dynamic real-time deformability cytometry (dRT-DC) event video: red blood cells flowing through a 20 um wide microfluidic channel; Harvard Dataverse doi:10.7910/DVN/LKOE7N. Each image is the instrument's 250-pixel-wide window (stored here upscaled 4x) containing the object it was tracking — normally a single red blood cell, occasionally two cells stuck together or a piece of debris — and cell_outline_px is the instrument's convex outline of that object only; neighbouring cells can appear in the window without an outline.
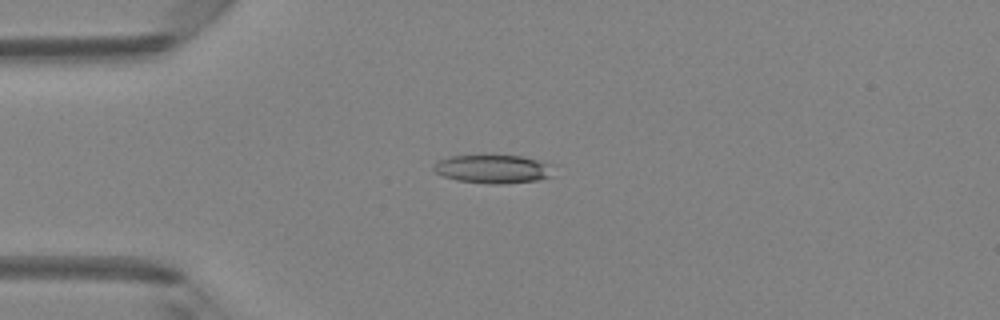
{"species": "Egyptian fruit bat (a non-hibernating species)", "species_latin": "Rousettus aegyptiacus", "temperature_condition": "room temperature", "stored_images_in_passage": 37, "camera_frame_rate_fps": 3000, "um_per_image_px": 0.085, "animal": {"sex": "female"}, "frame": {"image": 1, "passage_image": 1, "time_ms": 0.0, "image_size_px": [1000, 320], "cell_outline_px": [[552, 176], [536, 180], [500, 184], [492, 184], [456, 180], [444, 176], [436, 172], [432, 168], [432, 164], [448, 156], [484, 152], [492, 152], [520, 156], [552, 164]], "centroid_in_image_um": [41.85, 14.3], "position_along_channel_um": 43.2, "area_um2": 20.81}}
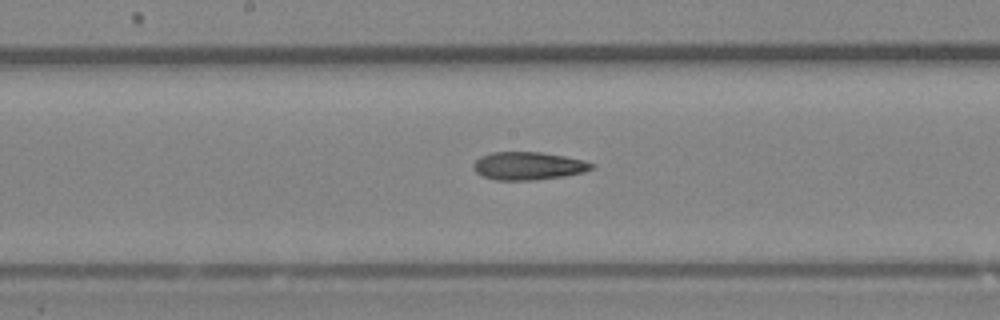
{"frame": {"image": 2, "passage_image": 14, "time_ms": 4.333, "image_size_px": [1000, 320], "cell_outline_px": [[596, 164], [592, 168], [584, 172], [564, 176], [532, 180], [496, 180], [484, 176], [476, 172], [472, 168], [472, 164], [480, 156], [492, 152], [540, 152], [564, 156], [584, 160]], "centroid_in_image_um": [44.89, 14.09], "position_along_channel_um": 203.3, "area_um2": 19.25}}
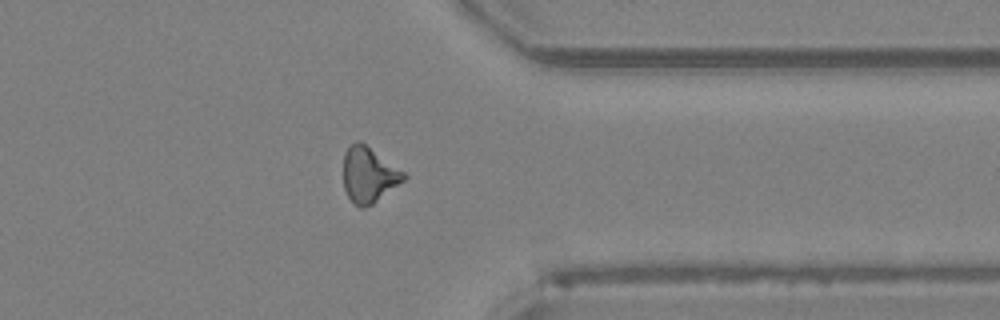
{"frame": {"image": 3, "passage_image": 27, "time_ms": 8.667, "image_size_px": [1000, 320], "cell_outline_px": [[408, 176], [404, 180], [372, 204], [364, 208], [360, 208], [348, 196], [344, 188], [344, 152], [356, 140], [360, 140], [404, 172]], "centroid_in_image_um": [31.34, 14.85], "position_along_channel_um": 380.1, "area_um2": 19.19}, "authors_computed_cell_mechanics": {"area_um2": 19.1896, "velocity_mm_per_s": 4.2288, "shape_relaxation_time_tau1_ms": null, "shape_relaxation_time_tau2_ms": 2.115, "deformation_change_tau1": null, "deformation_change_tau2": 0.1218}}